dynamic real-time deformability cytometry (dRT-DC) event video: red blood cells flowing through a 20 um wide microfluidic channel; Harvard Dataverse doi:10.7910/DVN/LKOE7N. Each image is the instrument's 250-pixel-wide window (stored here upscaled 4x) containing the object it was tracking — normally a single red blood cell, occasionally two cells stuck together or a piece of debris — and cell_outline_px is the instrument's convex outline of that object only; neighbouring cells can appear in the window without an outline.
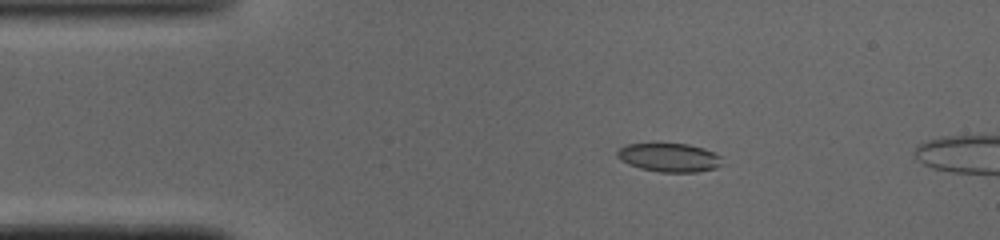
{"species": "common noctule bat (a hibernating species)", "species_latin": "Nyctalus noctula", "temperature_condition": "cold", "stored_images_in_passage": 12, "camera_frame_rate_fps": 3000, "um_per_image_px": 0.085, "animal": {"sex": "male", "body_mass_g": 19.0, "forearm_length_mm": 50.8}, "frame": {"image": 1, "passage_image": 9, "time_ms": 2.667, "image_size_px": [1000, 240], "cell_outline_px": [[724, 164], [716, 168], [696, 172], [660, 172], [640, 168], [628, 164], [616, 156], [616, 152], [624, 144], [656, 140], [688, 144], [704, 148], [720, 156]], "centroid_in_image_um": [56.84, 13.33], "position_along_channel_um": 28.2, "area_um2": 18.44}}